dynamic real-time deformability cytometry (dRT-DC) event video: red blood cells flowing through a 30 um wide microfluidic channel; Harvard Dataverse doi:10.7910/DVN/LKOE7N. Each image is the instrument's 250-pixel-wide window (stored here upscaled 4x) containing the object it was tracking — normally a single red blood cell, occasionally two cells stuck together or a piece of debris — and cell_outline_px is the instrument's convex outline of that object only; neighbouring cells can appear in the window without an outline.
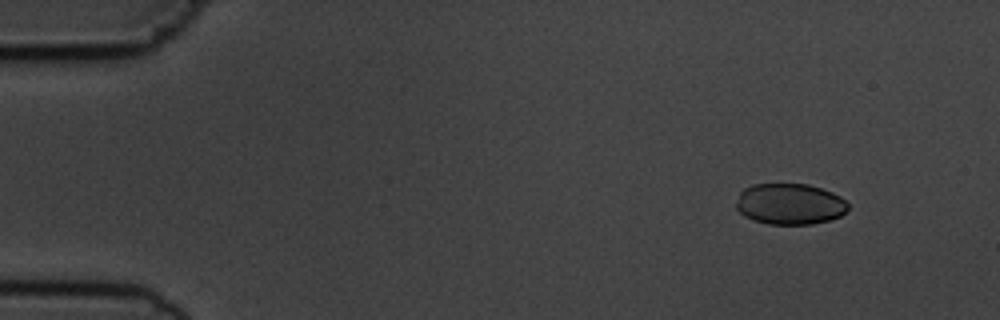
{"species": "common noctule bat (a hibernating species)", "species_latin": "Nyctalus noctula", "temperature_condition": "cold", "stored_images_in_passage": 5, "camera_frame_rate_fps": 3000, "um_per_image_px": 0.085, "animal": {"sex": "male", "body_mass_g": 19.5, "forearm_length_mm": 54.6}, "frame": {"image": 1, "passage_image": 2, "time_ms": 1.0, "image_size_px": [1000, 320], "cell_outline_px": [[848, 208], [840, 216], [828, 220], [812, 224], [768, 224], [752, 220], [744, 216], [736, 208], [736, 204], [740, 192], [744, 188], [752, 184], [808, 184], [832, 192], [840, 196], [848, 204]], "centroid_in_image_um": [67.11, 17.34], "position_along_channel_um": 17.9, "area_um2": 26.76}}